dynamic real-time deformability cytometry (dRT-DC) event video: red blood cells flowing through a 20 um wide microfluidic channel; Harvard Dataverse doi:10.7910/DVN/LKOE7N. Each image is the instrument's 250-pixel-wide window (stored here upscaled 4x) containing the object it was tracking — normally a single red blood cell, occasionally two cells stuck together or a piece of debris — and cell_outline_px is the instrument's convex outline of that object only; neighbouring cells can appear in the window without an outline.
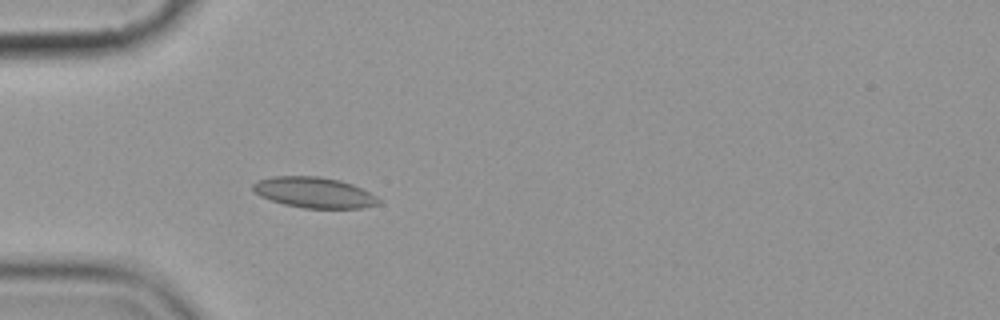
{"species": "common noctule bat (a hibernating species)", "species_latin": "Nyctalus noctula", "temperature_condition": "cold", "stored_images_in_passage": 6, "camera_frame_rate_fps": 3000, "um_per_image_px": 0.085, "animal": {"sex": "female", "body_mass_g": 19.9}, "frame": {"image": 1, "passage_image": 6, "time_ms": 5.667, "image_size_px": [1000, 320], "cell_outline_px": [[380, 204], [364, 208], [304, 208], [284, 204], [260, 196], [252, 192], [252, 184], [256, 180], [272, 176], [320, 176], [340, 180], [352, 184], [376, 196], [380, 200]], "centroid_in_image_um": [26.67, 16.36], "position_along_channel_um": 58.3, "area_um2": 22.6}}